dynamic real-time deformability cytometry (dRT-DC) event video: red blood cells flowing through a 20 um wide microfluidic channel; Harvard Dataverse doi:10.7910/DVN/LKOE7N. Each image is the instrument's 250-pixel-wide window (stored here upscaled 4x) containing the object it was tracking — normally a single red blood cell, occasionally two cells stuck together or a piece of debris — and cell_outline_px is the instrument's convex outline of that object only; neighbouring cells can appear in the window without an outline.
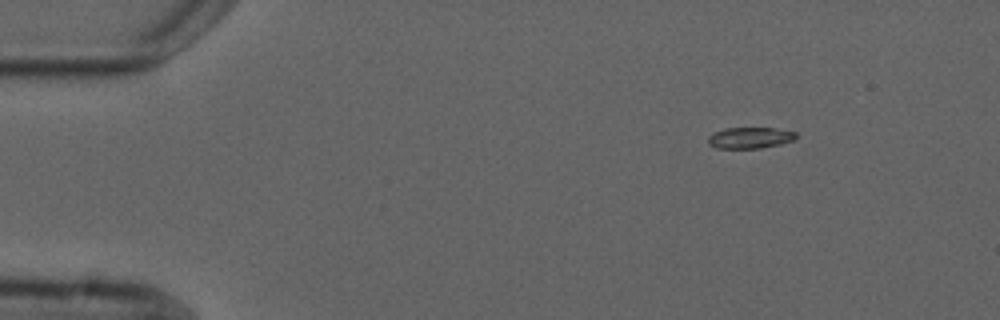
{"species": "common noctule bat (a hibernating species)", "species_latin": "Nyctalus noctula", "temperature_condition": "cold", "stored_images_in_passage": 8, "camera_frame_rate_fps": 3000, "um_per_image_px": 0.085, "animal": {"sex": "male", "forearm_length_mm": 52.5}, "frame": {"image": 1, "passage_image": 1, "time_ms": 0.0, "image_size_px": [1000, 320], "cell_outline_px": [[796, 140], [780, 144], [760, 148], [716, 148], [708, 144], [708, 136], [712, 132], [724, 128], [772, 128], [796, 132]], "centroid_in_image_um": [63.72, 11.71], "position_along_channel_um": 21.3, "area_um2": 10.92}}
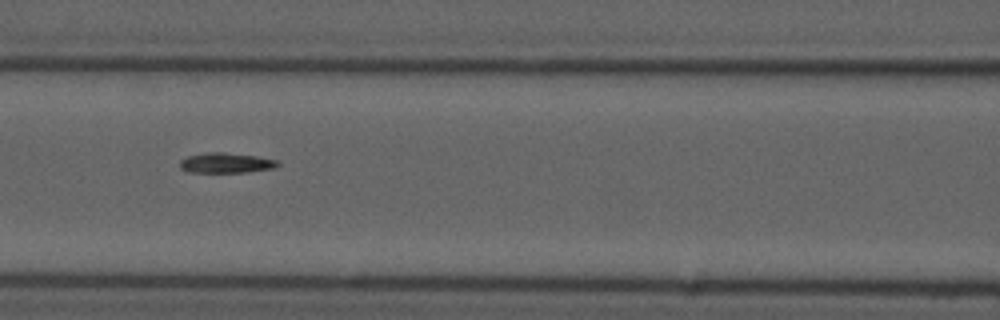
{"frame": {"image": 2, "passage_image": 5, "time_ms": 5.667, "image_size_px": [1000, 320], "cell_outline_px": [[280, 164], [276, 168], [248, 172], [188, 172], [180, 168], [180, 160], [188, 156], [208, 152], [224, 152], [256, 156], [276, 160]], "centroid_in_image_um": [19.22, 13.85], "position_along_channel_um": 147.4, "area_um2": 11.5}}
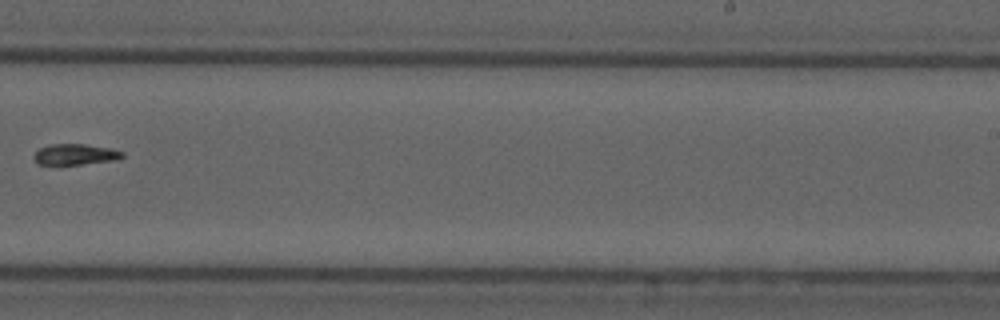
{"frame": {"image": 3, "passage_image": 8, "time_ms": 9.333, "image_size_px": [1000, 320], "cell_outline_px": [[124, 156], [112, 160], [80, 164], [36, 164], [32, 156], [40, 148], [48, 144], [84, 144], [108, 148], [124, 152]], "centroid_in_image_um": [6.33, 13.11], "position_along_channel_um": 282.7, "area_um2": 10.58}}